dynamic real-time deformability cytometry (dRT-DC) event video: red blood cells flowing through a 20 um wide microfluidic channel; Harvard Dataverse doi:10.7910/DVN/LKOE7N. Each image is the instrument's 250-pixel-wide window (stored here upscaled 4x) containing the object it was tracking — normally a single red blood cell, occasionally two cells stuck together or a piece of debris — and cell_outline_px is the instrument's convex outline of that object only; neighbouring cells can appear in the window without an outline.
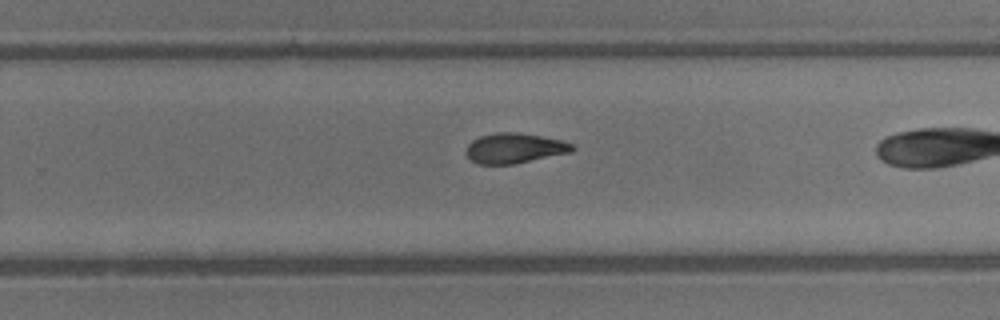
{"species": "common noctule bat (a hibernating species)", "species_latin": "Nyctalus noctula", "temperature_condition": "warm", "stored_images_in_passage": 19, "camera_frame_rate_fps": 3000, "um_per_image_px": 0.085, "animal": {"sex": "male", "body_mass_g": 13.3}, "frame": {"image": 1, "passage_image": 14, "time_ms": 4.333, "image_size_px": [1000, 320], "cell_outline_px": [[576, 148], [572, 152], [512, 164], [476, 164], [464, 152], [468, 144], [472, 140], [480, 136], [496, 132], [516, 132], [564, 140], [572, 144]], "centroid_in_image_um": [43.73, 12.59], "position_along_channel_um": 286.1, "area_um2": 18.67}}
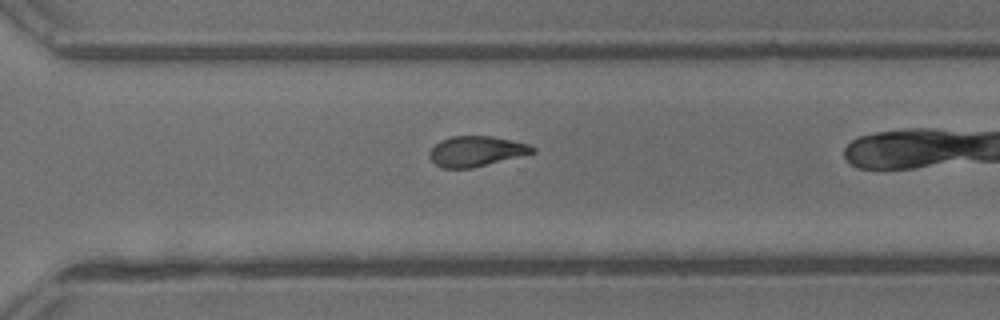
{"frame": {"image": 2, "passage_image": 16, "time_ms": 5.0, "image_size_px": [1000, 320], "cell_outline_px": [[536, 152], [472, 168], [440, 168], [428, 156], [428, 152], [440, 140], [452, 136], [492, 136], [512, 140], [528, 144], [536, 148]], "centroid_in_image_um": [40.46, 12.85], "position_along_channel_um": 330.1, "area_um2": 18.15}}